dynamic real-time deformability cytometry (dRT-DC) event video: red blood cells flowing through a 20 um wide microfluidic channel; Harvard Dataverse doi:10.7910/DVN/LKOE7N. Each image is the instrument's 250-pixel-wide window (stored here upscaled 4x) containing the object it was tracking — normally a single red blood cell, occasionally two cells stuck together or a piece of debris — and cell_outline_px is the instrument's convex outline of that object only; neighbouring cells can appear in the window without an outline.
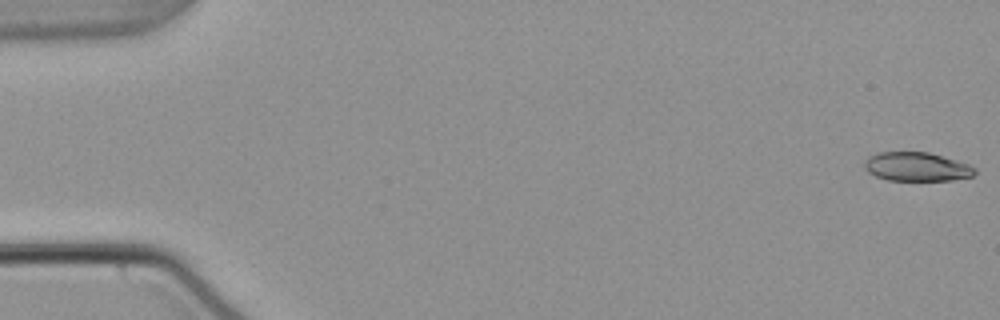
{"species": "common noctule bat (a hibernating species)", "species_latin": "Nyctalus noctula", "temperature_condition": "warm", "stored_images_in_passage": 54, "camera_frame_rate_fps": 3000, "um_per_image_px": 0.085, "animal": {"sex": "male", "body_mass_g": 21.5, "forearm_length_mm": 52.0}, "frame": {"image": 1, "passage_image": 1, "time_ms": 0.0, "image_size_px": [1000, 320], "cell_outline_px": [[976, 172], [972, 176], [952, 180], [888, 180], [876, 176], [868, 172], [864, 168], [864, 160], [868, 156], [876, 152], [928, 152], [968, 164], [976, 168]], "centroid_in_image_um": [77.88, 14.17], "position_along_channel_um": 7.1, "area_um2": 18.55}}
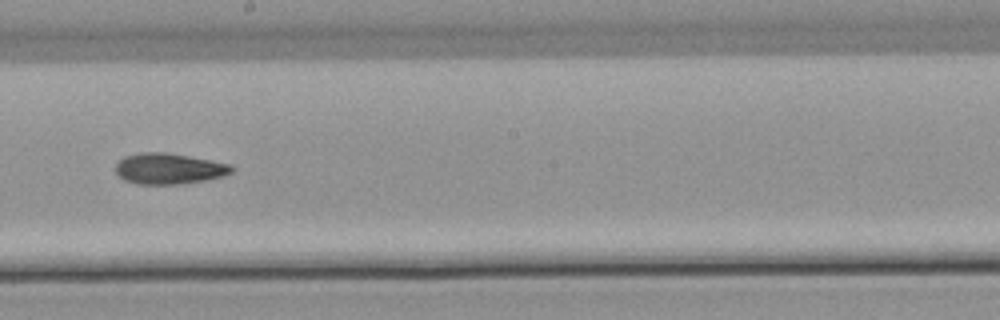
{"frame": {"image": 2, "passage_image": 31, "time_ms": 10.0, "image_size_px": [1000, 320], "cell_outline_px": [[236, 168], [232, 172], [224, 176], [204, 180], [180, 184], [136, 184], [124, 180], [116, 172], [116, 164], [124, 156], [140, 152], [164, 152], [188, 156], [232, 164]], "centroid_in_image_um": [14.38, 14.33], "position_along_channel_um": 233.8, "area_um2": 20.92}}
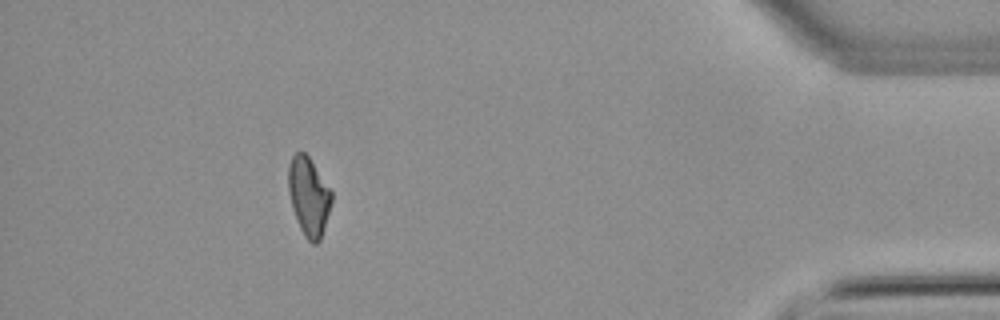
{"frame": {"image": 3, "passage_image": 49, "time_ms": 16.0, "image_size_px": [1000, 320], "cell_outline_px": [[332, 200], [324, 228], [320, 240], [316, 244], [312, 244], [304, 236], [300, 228], [292, 208], [288, 192], [288, 168], [292, 156], [296, 152], [304, 152], [308, 156], [332, 192]], "centroid_in_image_um": [26.22, 16.71], "position_along_channel_um": 409.0, "area_um2": 19.59}}